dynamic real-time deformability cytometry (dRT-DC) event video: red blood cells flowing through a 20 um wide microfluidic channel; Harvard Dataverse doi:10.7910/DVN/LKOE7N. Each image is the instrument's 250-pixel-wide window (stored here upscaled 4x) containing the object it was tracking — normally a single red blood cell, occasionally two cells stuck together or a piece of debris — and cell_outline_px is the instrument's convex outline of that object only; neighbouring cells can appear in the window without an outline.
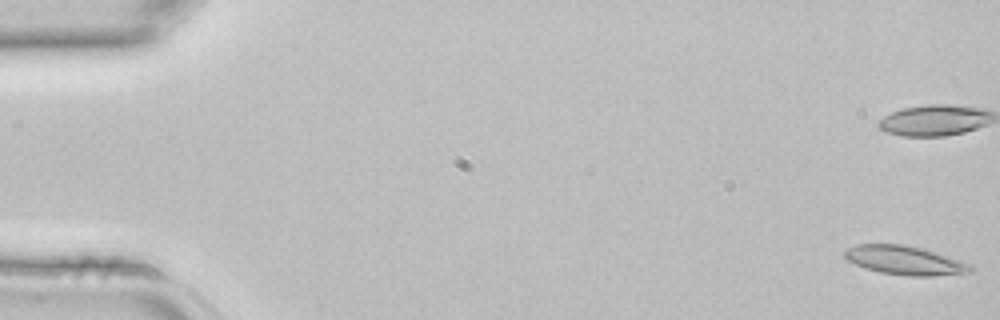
{"species": "common noctule bat (a hibernating species)", "species_latin": "Nyctalus noctula", "temperature_condition": "room temperature", "stored_images_in_passage": 5, "camera_frame_rate_fps": 3000, "um_per_image_px": 0.085, "animal": {"sex": "female", "body_mass_g": 22.7, "forearm_length_mm": 54.2}, "frame": {"image": 1, "passage_image": 1, "time_ms": 0.0, "image_size_px": [1000, 320], "cell_outline_px": [[972, 272], [932, 276], [908, 276], [880, 272], [864, 268], [848, 260], [844, 256], [844, 252], [848, 248], [856, 244], [904, 244], [924, 248], [972, 264]], "centroid_in_image_um": [76.92, 22.12], "position_along_channel_um": 8.1, "area_um2": 21.27}}